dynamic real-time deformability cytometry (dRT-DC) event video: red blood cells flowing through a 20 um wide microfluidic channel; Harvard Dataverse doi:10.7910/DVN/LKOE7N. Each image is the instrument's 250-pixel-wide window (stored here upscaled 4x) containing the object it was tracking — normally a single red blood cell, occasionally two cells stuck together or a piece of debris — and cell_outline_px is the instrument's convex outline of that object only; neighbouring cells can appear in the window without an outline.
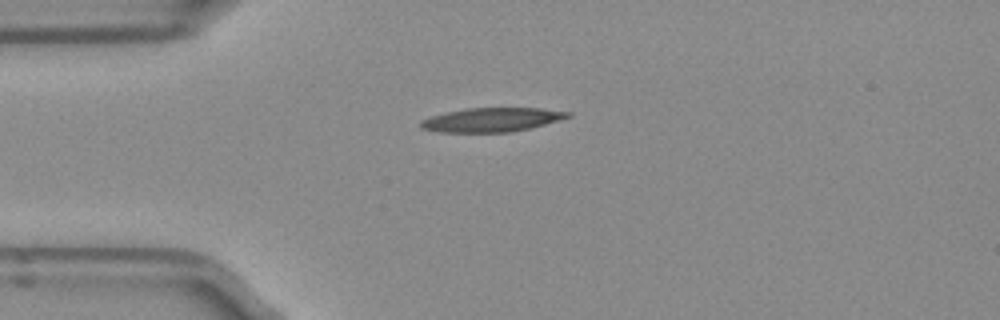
{"species": "Egyptian fruit bat (a non-hibernating species)", "species_latin": "Rousettus aegyptiacus", "temperature_condition": "room temperature", "stored_images_in_passage": 39, "camera_frame_rate_fps": 3000, "um_per_image_px": 0.085, "frame": {"image": 1, "passage_image": 1, "time_ms": 0.0, "image_size_px": [1000, 320], "cell_outline_px": [[564, 116], [536, 124], [520, 128], [488, 132], [468, 132], [432, 128], [424, 124], [428, 120], [460, 112], [484, 108], [528, 108], [552, 112]], "centroid_in_image_um": [41.79, 10.17], "position_along_channel_um": 43.2, "area_um2": 16.36}}
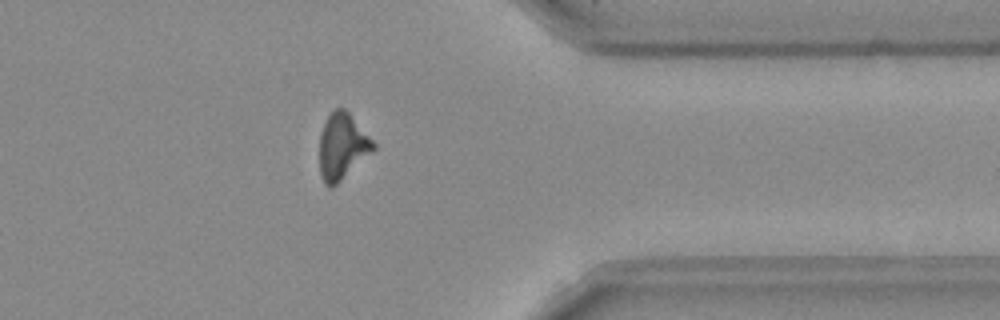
{"frame": {"image": 2, "passage_image": 29, "time_ms": 9.333, "image_size_px": [1000, 320], "cell_outline_px": [[372, 148], [332, 184], [328, 184], [324, 176], [320, 156], [320, 144], [324, 128], [328, 120], [336, 112], [344, 112], [348, 116], [372, 144]], "centroid_in_image_um": [29.02, 12.44], "position_along_channel_um": 382.4, "area_um2": 16.76}}
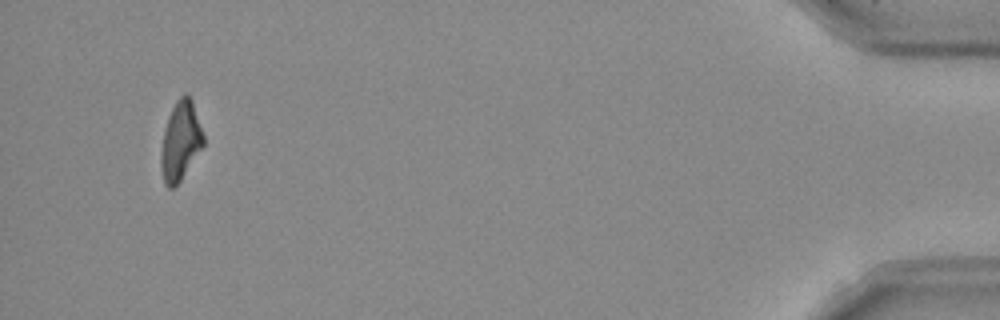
{"frame": {"image": 3, "passage_image": 37, "time_ms": 12.0, "image_size_px": [1000, 320], "cell_outline_px": [[204, 144], [176, 184], [168, 184], [164, 176], [164, 140], [168, 124], [172, 112], [176, 104], [184, 96], [188, 96], [204, 140]], "centroid_in_image_um": [15.4, 11.98], "position_along_channel_um": 419.8, "area_um2": 16.47}}